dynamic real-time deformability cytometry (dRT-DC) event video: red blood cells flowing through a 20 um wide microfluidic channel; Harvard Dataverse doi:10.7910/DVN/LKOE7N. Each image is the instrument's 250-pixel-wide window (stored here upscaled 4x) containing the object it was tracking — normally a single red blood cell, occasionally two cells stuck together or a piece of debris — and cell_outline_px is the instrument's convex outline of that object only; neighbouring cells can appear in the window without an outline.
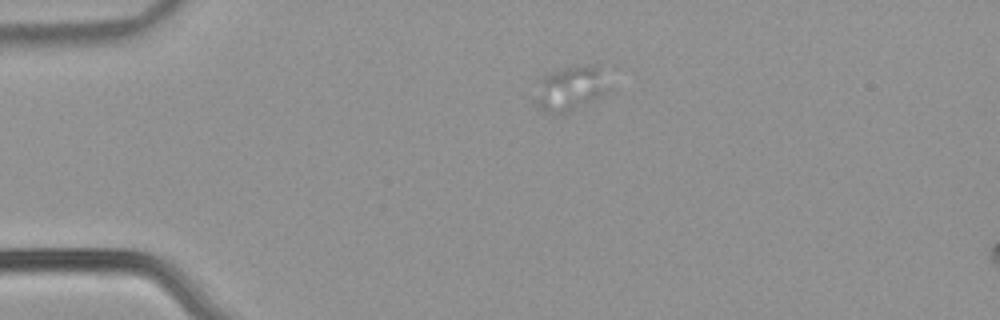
{"species": "common noctule bat (a hibernating species)", "species_latin": "Nyctalus noctula", "temperature_condition": "warm", "stored_images_in_passage": 32, "camera_frame_rate_fps": 3000, "um_per_image_px": 0.085, "animal": {"sex": "male", "body_mass_g": 21.5, "forearm_length_mm": 52.0}, "frame": {"image": 1, "passage_image": 5, "time_ms": 1.333, "image_size_px": [1000, 320], "cell_outline_px": [[604, 92], [600, 96], [568, 112], [544, 112], [536, 104], [536, 76], [572, 64], [596, 64], [604, 68]], "centroid_in_image_um": [48.39, 7.42], "position_along_channel_um": 36.6, "area_um2": 19.31}}
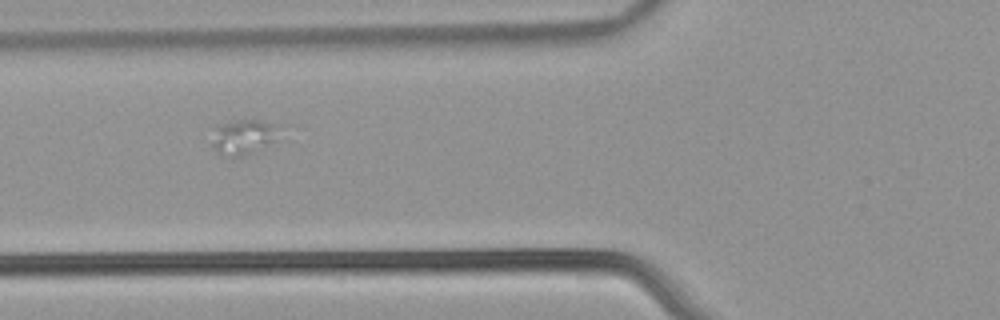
{"frame": {"image": 2, "passage_image": 14, "time_ms": 4.333, "image_size_px": [1000, 320], "cell_outline_px": [[276, 140], [244, 156], [220, 156], [212, 144], [216, 124], [240, 120], [260, 120], [276, 124]], "centroid_in_image_um": [20.64, 11.64], "position_along_channel_um": 105.2, "area_um2": 13.47}}
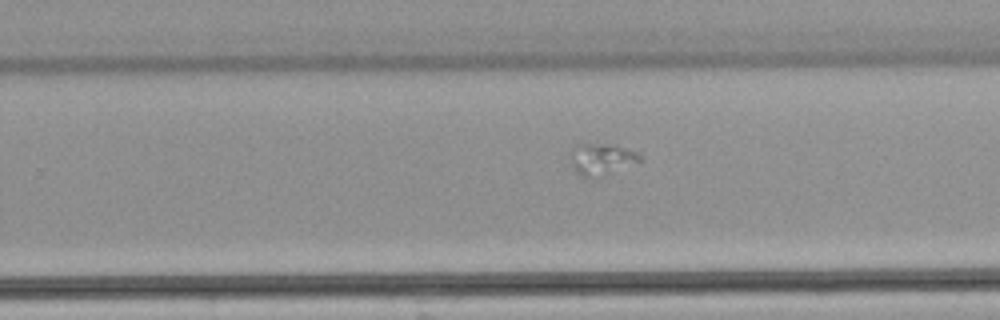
{"frame": {"image": 3, "passage_image": 28, "time_ms": 9.0, "image_size_px": [1000, 320], "cell_outline_px": [[644, 160], [588, 176], [580, 176], [572, 168], [572, 144], [580, 140], [604, 144], [624, 148], [640, 152]], "centroid_in_image_um": [51.05, 13.4], "position_along_channel_um": 278.7, "area_um2": 12.31}}